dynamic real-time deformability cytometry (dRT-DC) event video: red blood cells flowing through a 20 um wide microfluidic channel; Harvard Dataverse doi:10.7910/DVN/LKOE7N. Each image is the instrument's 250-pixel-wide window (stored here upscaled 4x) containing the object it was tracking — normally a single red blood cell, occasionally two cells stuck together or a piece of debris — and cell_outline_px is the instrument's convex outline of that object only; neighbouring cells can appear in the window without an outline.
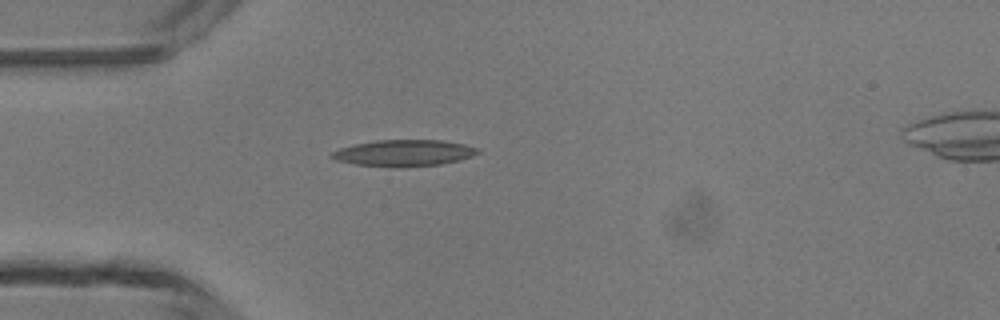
{"species": "common noctule bat (a hibernating species)", "species_latin": "Nyctalus noctula", "temperature_condition": "room temperature", "stored_images_in_passage": 1, "camera_frame_rate_fps": 3000, "um_per_image_px": 0.085, "animal": {"sex": "male", "body_mass_g": 13.3}, "frame": {"image": 1, "passage_image": 1, "time_ms": 0.0, "image_size_px": [1000, 320], "cell_outline_px": [[480, 152], [472, 156], [460, 160], [440, 164], [404, 168], [388, 168], [356, 164], [336, 160], [328, 156], [332, 152], [340, 148], [356, 144], [376, 140], [444, 140], [464, 144], [476, 148]], "centroid_in_image_um": [34.32, 13.02], "position_along_channel_um": 50.7, "area_um2": 22.72}}